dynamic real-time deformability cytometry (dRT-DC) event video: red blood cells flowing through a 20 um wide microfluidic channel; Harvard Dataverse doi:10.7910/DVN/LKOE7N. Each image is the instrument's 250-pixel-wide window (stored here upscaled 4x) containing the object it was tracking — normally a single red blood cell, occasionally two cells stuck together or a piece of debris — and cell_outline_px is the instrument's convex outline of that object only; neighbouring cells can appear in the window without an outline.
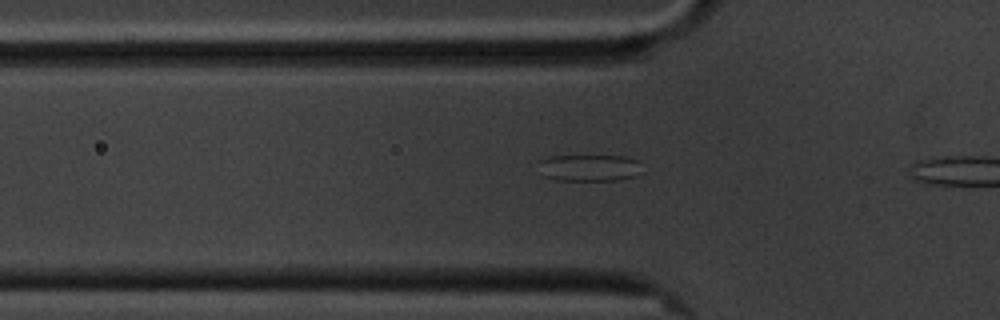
{"species": "common noctule bat (a hibernating species)", "species_latin": "Nyctalus noctula", "temperature_condition": "cold", "stored_images_in_passage": 15, "camera_frame_rate_fps": 3000, "um_per_image_px": 0.085, "animal": {"sex": "male", "body_mass_g": 20.1, "forearm_length_mm": 53.5}, "frame": {"image": 1, "passage_image": 9, "time_ms": 2.667, "image_size_px": [1000, 320], "cell_outline_px": [[644, 172], [636, 176], [620, 180], [556, 180], [544, 176], [536, 160], [548, 156], [624, 156], [636, 160]], "centroid_in_image_um": [50.09, 14.26], "position_along_channel_um": 75.7, "area_um2": 16.36}}
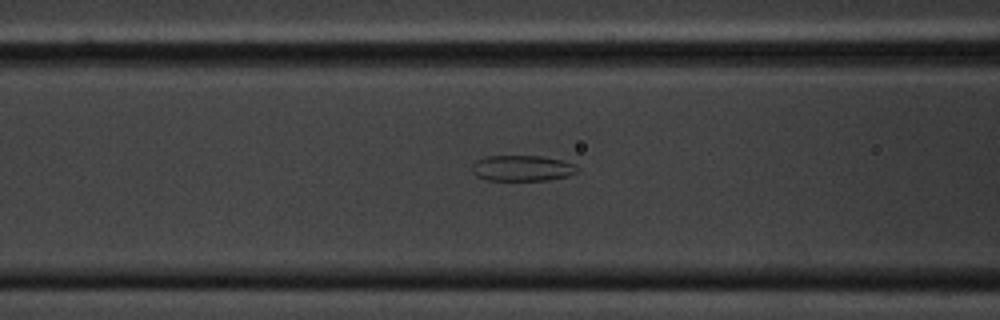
{"frame": {"image": 2, "passage_image": 13, "time_ms": 4.0, "image_size_px": [1000, 320], "cell_outline_px": [[580, 172], [568, 176], [548, 180], [488, 180], [476, 176], [472, 172], [472, 164], [476, 160], [488, 156], [544, 156], [576, 164], [580, 168]], "centroid_in_image_um": [44.43, 14.3], "position_along_channel_um": 122.2, "area_um2": 16.01}}